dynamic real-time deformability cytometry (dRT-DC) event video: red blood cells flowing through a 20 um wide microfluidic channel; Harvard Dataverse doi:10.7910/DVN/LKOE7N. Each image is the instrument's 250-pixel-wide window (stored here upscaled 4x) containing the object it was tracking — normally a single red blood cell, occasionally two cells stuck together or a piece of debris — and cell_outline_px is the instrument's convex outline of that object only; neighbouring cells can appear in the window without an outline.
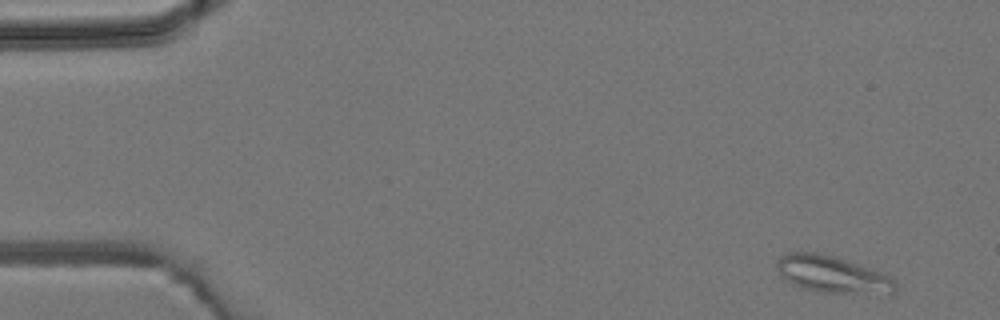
{"species": "common noctule bat (a hibernating species)", "species_latin": "Nyctalus noctula", "temperature_condition": "room temperature", "stored_images_in_passage": 4, "camera_frame_rate_fps": 3000, "um_per_image_px": 0.085, "animal": {"sex": "male", "body_mass_g": 19.2, "forearm_length_mm": 51.8}, "frame": {"image": 1, "passage_image": 1, "time_ms": 0.0, "image_size_px": [1000, 320], "cell_outline_px": [[896, 292], [892, 296], [816, 292], [792, 284], [780, 276], [776, 268], [776, 264], [780, 256], [788, 252], [816, 252], [836, 256], [884, 272], [892, 276], [896, 280]], "centroid_in_image_um": [70.86, 23.36], "position_along_channel_um": 14.1, "area_um2": 26.7}}
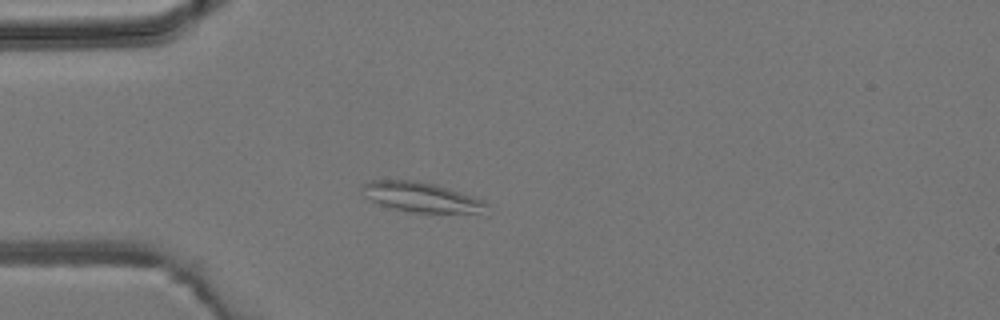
{"frame": {"image": 2, "passage_image": 4, "time_ms": 3.333, "image_size_px": [1000, 320], "cell_outline_px": [[488, 216], [412, 212], [380, 204], [368, 200], [360, 188], [360, 184], [372, 180], [416, 180], [436, 184], [484, 200], [488, 204]], "centroid_in_image_um": [35.95, 16.8], "position_along_channel_um": 49.0, "area_um2": 22.6}}